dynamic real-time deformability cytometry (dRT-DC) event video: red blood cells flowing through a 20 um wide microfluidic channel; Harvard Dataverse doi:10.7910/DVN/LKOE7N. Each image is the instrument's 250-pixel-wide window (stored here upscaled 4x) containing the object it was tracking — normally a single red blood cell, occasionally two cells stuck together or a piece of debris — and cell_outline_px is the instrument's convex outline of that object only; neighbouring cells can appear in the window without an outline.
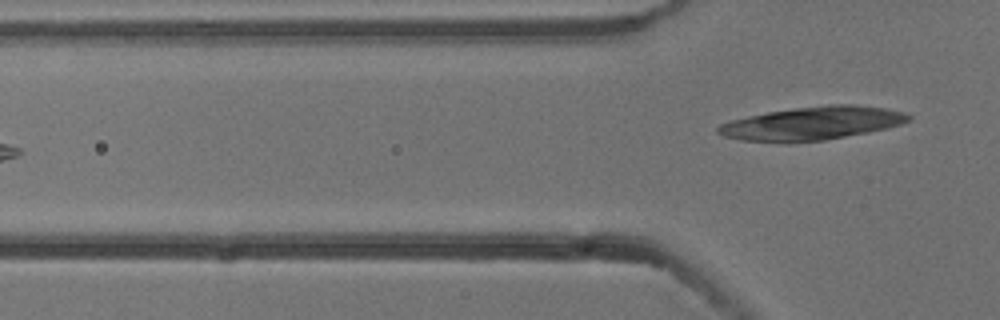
{"species": "common noctule bat (a hibernating species)", "species_latin": "Nyctalus noctula", "temperature_condition": "cold", "stored_images_in_passage": 2, "camera_frame_rate_fps": 3000, "um_per_image_px": 0.085, "animal": {"sex": "male", "body_mass_g": 13.3}, "frame": {"image": 1, "passage_image": 2, "time_ms": 0.333, "image_size_px": [1000, 320], "cell_outline_px": [[912, 120], [900, 124], [868, 132], [824, 140], [740, 140], [724, 136], [716, 132], [716, 128], [720, 124], [732, 120], [748, 116], [768, 112], [796, 108], [832, 104], [852, 104], [884, 108], [904, 112], [912, 116]], "centroid_in_image_um": [69.08, 10.45], "position_along_channel_um": 56.7, "area_um2": 35.89}}